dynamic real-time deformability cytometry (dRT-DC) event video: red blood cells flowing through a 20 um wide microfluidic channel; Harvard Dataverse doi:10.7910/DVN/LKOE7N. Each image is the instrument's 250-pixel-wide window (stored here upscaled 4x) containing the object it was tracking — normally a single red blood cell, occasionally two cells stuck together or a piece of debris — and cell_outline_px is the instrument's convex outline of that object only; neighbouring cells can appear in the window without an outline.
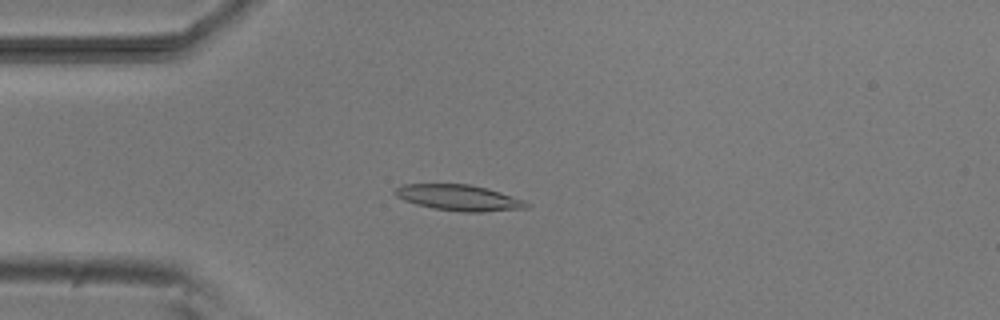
{"species": "common noctule bat (a hibernating species)", "species_latin": "Nyctalus noctula", "temperature_condition": "room temperature", "stored_images_in_passage": 53, "camera_frame_rate_fps": 3000, "um_per_image_px": 0.085, "animal": {"sex": "male", "body_mass_g": 20.5, "forearm_length_mm": 52.5}, "frame": {"image": 1, "passage_image": 14, "time_ms": 4.333, "image_size_px": [1000, 320], "cell_outline_px": [[532, 204], [528, 208], [484, 212], [460, 212], [432, 208], [416, 204], [404, 200], [396, 196], [392, 192], [396, 188], [404, 184], [468, 184], [488, 188], [524, 200]], "centroid_in_image_um": [39.03, 16.81], "position_along_channel_um": 46.0, "area_um2": 20.0}}
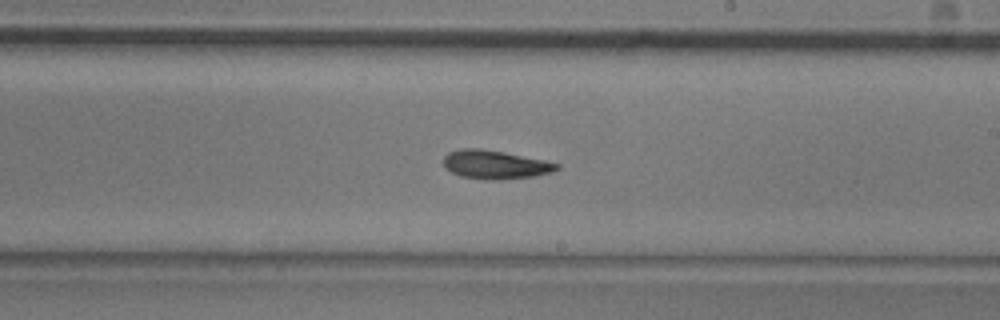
{"frame": {"image": 2, "passage_image": 31, "time_ms": 10.0, "image_size_px": [1000, 320], "cell_outline_px": [[560, 168], [552, 172], [532, 176], [492, 180], [488, 180], [460, 176], [452, 172], [444, 164], [444, 156], [448, 152], [460, 148], [480, 148], [504, 152], [544, 160], [560, 164]], "centroid_in_image_um": [42.08, 13.98], "position_along_channel_um": 246.9, "area_um2": 18.73}}
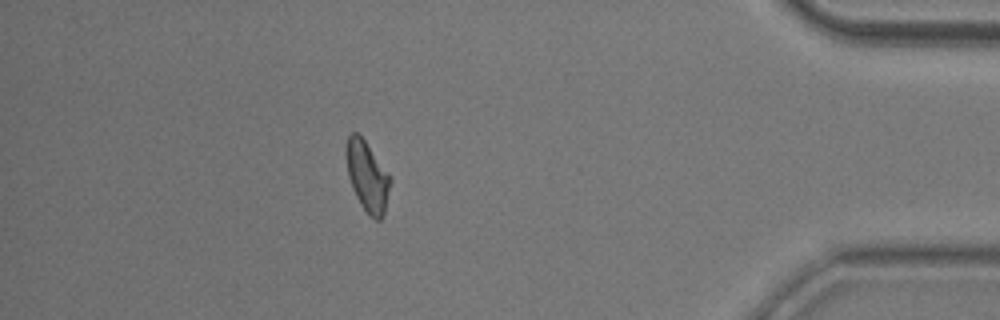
{"frame": {"image": 3, "passage_image": 47, "time_ms": 15.333, "image_size_px": [1000, 320], "cell_outline_px": [[392, 180], [384, 212], [380, 220], [376, 220], [360, 204], [352, 188], [348, 176], [344, 156], [344, 148], [348, 136], [352, 132], [356, 132], [364, 140], [388, 172]], "centroid_in_image_um": [31.19, 14.95], "position_along_channel_um": 404.0, "area_um2": 18.03}, "authors_computed_cell_mechanics": {"area_um2": 18.7272, "velocity_mm_per_s": 3.7984, "shape_relaxation_time_tau1_ms": 4.3143, "shape_relaxation_time_tau2_ms": 8.2928, "deformation_change_tau1": 0.1299, "deformation_change_tau2": 0.1604}}